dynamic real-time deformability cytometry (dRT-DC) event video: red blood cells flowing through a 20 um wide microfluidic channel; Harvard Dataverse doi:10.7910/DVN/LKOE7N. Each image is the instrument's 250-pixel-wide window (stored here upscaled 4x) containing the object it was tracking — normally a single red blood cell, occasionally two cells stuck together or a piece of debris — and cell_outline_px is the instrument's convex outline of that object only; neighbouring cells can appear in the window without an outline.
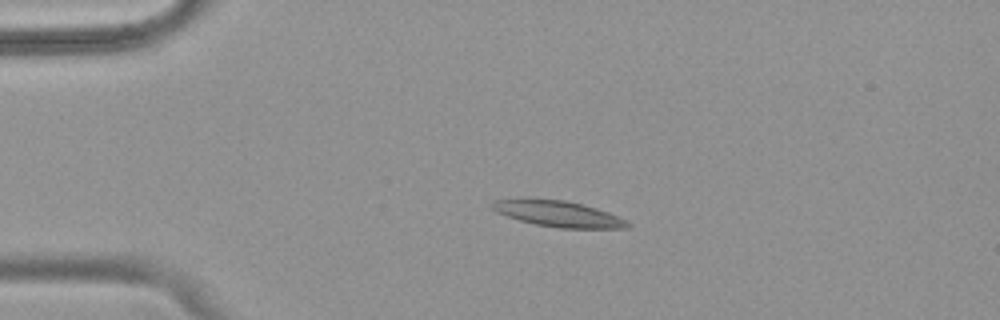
{"species": "common noctule bat (a hibernating species)", "species_latin": "Nyctalus noctula", "temperature_condition": "warm", "stored_images_in_passage": 42, "camera_frame_rate_fps": 3000, "um_per_image_px": 0.085, "animal": {"sex": "female", "body_mass_g": 18.4}, "frame": {"image": 1, "passage_image": 1, "time_ms": 0.0, "image_size_px": [1000, 320], "cell_outline_px": [[632, 224], [628, 228], [560, 228], [536, 224], [520, 220], [496, 212], [488, 204], [496, 200], [524, 196], [564, 200], [596, 208], [608, 212], [628, 220]], "centroid_in_image_um": [47.4, 18.14], "position_along_channel_um": 37.6, "area_um2": 20.92}}
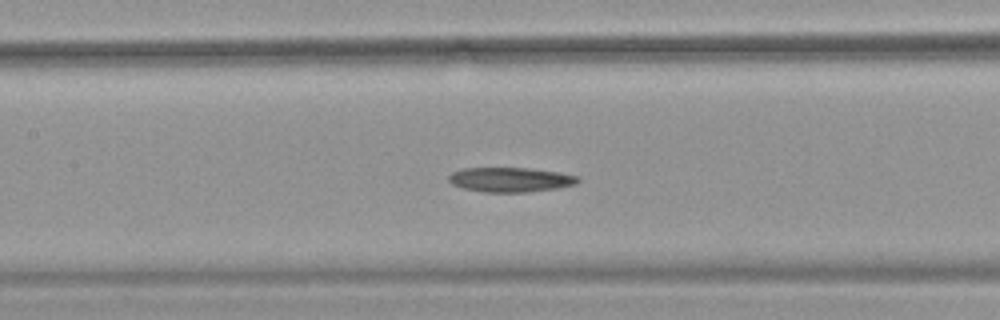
{"frame": {"image": 2, "passage_image": 14, "time_ms": 4.333, "image_size_px": [1000, 320], "cell_outline_px": [[580, 180], [576, 184], [556, 188], [528, 192], [484, 192], [464, 188], [452, 184], [448, 180], [448, 176], [452, 172], [464, 168], [528, 168], [560, 172], [580, 176]], "centroid_in_image_um": [43.41, 15.26], "position_along_channel_um": 164.0, "area_um2": 18.55}}
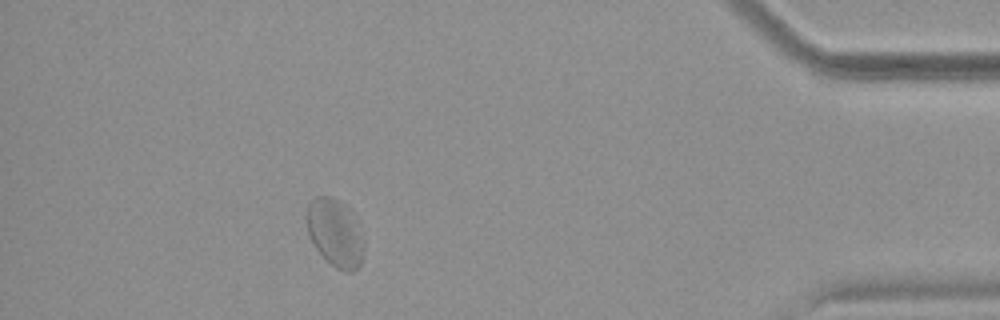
{"frame": {"image": 3, "passage_image": 37, "time_ms": 12.0, "image_size_px": [1000, 320], "cell_outline_px": [[364, 248], [360, 264], [352, 272], [344, 272], [336, 268], [316, 248], [308, 232], [308, 204], [316, 196], [328, 196], [340, 200], [352, 212], [364, 244]], "centroid_in_image_um": [28.5, 19.79], "position_along_channel_um": 406.7, "area_um2": 22.02}}